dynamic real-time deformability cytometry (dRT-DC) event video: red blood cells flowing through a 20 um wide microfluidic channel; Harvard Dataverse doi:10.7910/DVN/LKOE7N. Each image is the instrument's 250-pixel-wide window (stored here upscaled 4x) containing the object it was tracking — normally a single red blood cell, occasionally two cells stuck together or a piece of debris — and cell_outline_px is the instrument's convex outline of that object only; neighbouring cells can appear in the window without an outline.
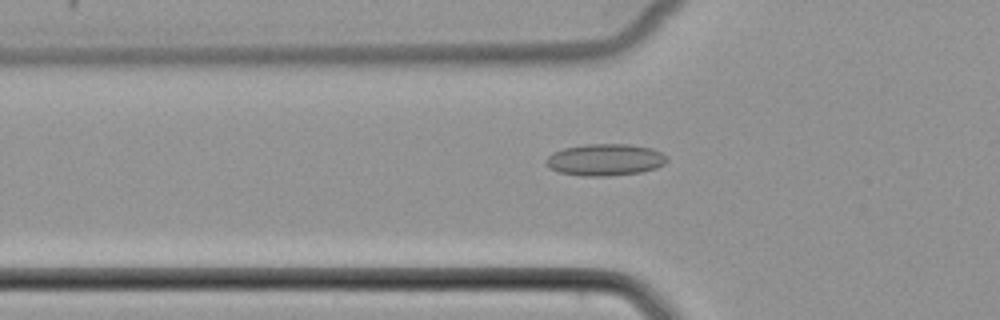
{"species": "common noctule bat (a hibernating species)", "species_latin": "Nyctalus noctula", "temperature_condition": "cold", "stored_images_in_passage": 52, "camera_frame_rate_fps": 3000, "um_per_image_px": 0.085, "animal": {"sex": "female", "body_mass_g": 22.7, "forearm_length_mm": 54.2}, "frame": {"image": 1, "passage_image": 18, "time_ms": 5.667, "image_size_px": [1000, 320], "cell_outline_px": [[668, 160], [664, 164], [656, 168], [640, 172], [608, 176], [580, 176], [560, 172], [548, 168], [544, 160], [552, 152], [564, 148], [584, 144], [628, 144], [652, 148], [668, 156]], "centroid_in_image_um": [51.42, 13.58], "position_along_channel_um": 74.4, "area_um2": 22.6}}
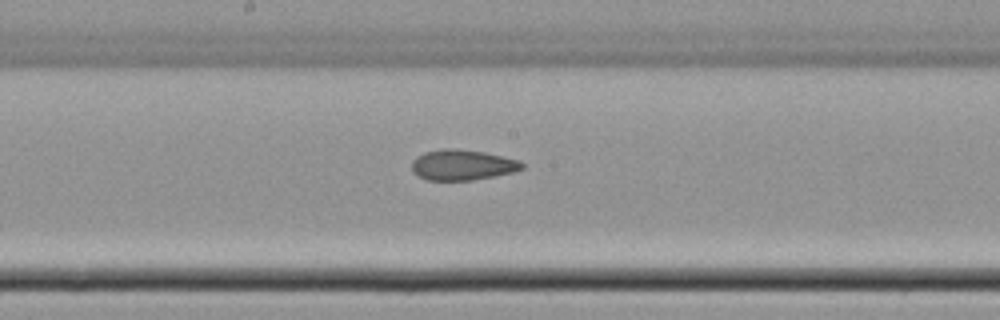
{"frame": {"image": 2, "passage_image": 28, "time_ms": 9.0, "image_size_px": [1000, 320], "cell_outline_px": [[524, 168], [512, 172], [496, 176], [472, 180], [428, 180], [412, 172], [412, 160], [416, 156], [424, 152], [440, 148], [456, 148], [484, 152], [520, 160], [524, 164]], "centroid_in_image_um": [39.29, 14.01], "position_along_channel_um": 208.9, "area_um2": 19.77}}
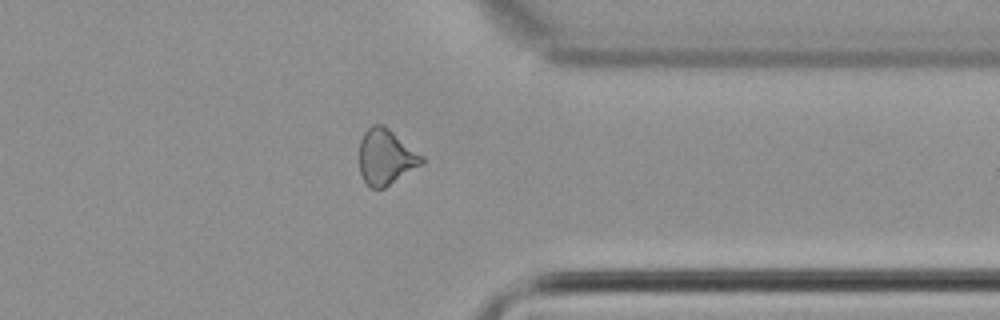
{"frame": {"image": 3, "passage_image": 41, "time_ms": 13.333, "image_size_px": [1000, 320], "cell_outline_px": [[424, 164], [384, 188], [372, 188], [364, 180], [360, 172], [360, 140], [364, 132], [372, 124], [384, 124], [424, 156]], "centroid_in_image_um": [32.83, 13.32], "position_along_channel_um": 378.6, "area_um2": 20.35}}